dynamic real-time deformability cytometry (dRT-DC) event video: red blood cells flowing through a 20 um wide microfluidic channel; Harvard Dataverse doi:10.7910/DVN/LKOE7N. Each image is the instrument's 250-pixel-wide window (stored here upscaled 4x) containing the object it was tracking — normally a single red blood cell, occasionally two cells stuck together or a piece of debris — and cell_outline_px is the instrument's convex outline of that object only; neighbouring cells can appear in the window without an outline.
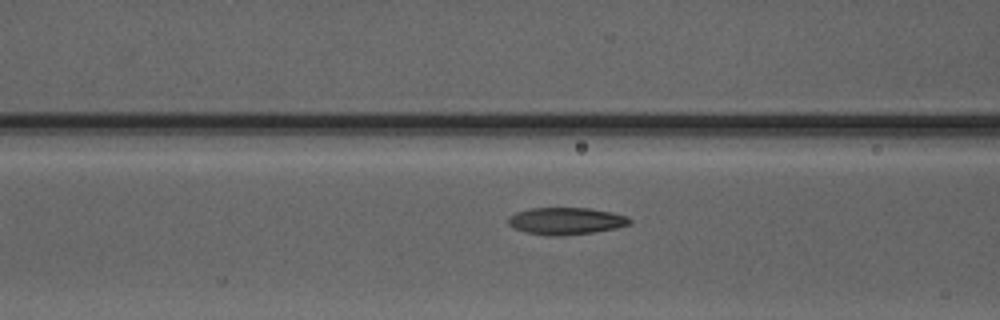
{"species": "Egyptian fruit bat (a non-hibernating species)", "species_latin": "Rousettus aegyptiacus", "temperature_condition": "warm", "stored_images_in_passage": 5, "camera_frame_rate_fps": 3000, "um_per_image_px": 0.085, "animal": {"sex": "male"}, "frame": {"image": 1, "passage_image": 3, "time_ms": 2.667, "image_size_px": [1000, 320], "cell_outline_px": [[632, 224], [616, 228], [592, 232], [556, 236], [544, 236], [524, 232], [508, 224], [508, 216], [516, 212], [532, 208], [588, 208], [612, 212], [628, 216], [632, 220]], "centroid_in_image_um": [48.12, 18.78], "position_along_channel_um": 118.5, "area_um2": 19.25}}